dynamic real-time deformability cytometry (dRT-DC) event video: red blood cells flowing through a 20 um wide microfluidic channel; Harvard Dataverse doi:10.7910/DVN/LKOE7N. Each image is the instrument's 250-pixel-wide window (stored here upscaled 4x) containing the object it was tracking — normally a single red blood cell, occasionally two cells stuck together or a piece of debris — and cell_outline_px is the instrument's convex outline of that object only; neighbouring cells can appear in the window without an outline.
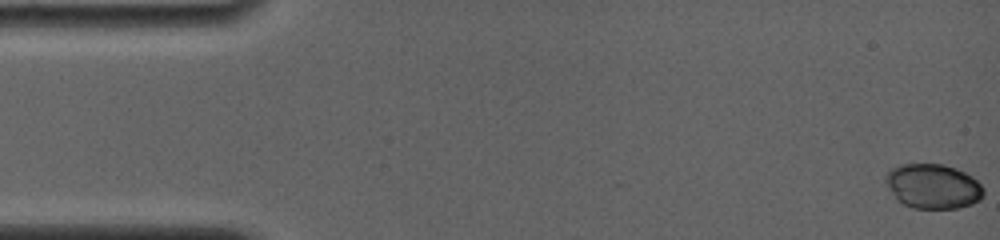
{"species": "common noctule bat (a hibernating species)", "species_latin": "Nyctalus noctula", "temperature_condition": "room temperature", "stored_images_in_passage": 61, "camera_frame_rate_fps": 4000, "um_per_image_px": 0.085, "animal": {"sex": "female", "body_mass_g": 19.0, "forearm_length_mm": 56.7}, "frame": {"image": 1, "passage_image": 1, "time_ms": 0.0, "image_size_px": [1000, 240], "cell_outline_px": [[984, 196], [980, 200], [972, 204], [960, 208], [912, 208], [896, 200], [884, 180], [884, 176], [892, 168], [900, 164], [944, 164], [956, 168], [972, 176], [984, 188]], "centroid_in_image_um": [79.31, 15.83], "position_along_channel_um": 5.7, "area_um2": 25.72}}
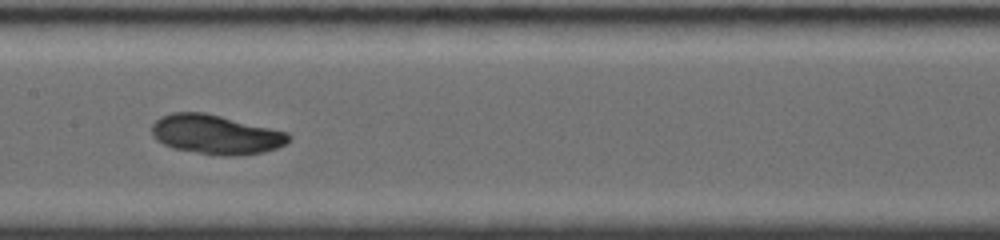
{"frame": {"image": 2, "passage_image": 34, "time_ms": 8.25, "image_size_px": [1000, 240], "cell_outline_px": [[292, 140], [276, 148], [264, 152], [236, 156], [220, 156], [172, 148], [156, 140], [152, 136], [152, 124], [160, 116], [172, 112], [204, 112], [288, 132], [292, 136]], "centroid_in_image_um": [18.35, 11.43], "position_along_channel_um": 189.1, "area_um2": 31.56}}
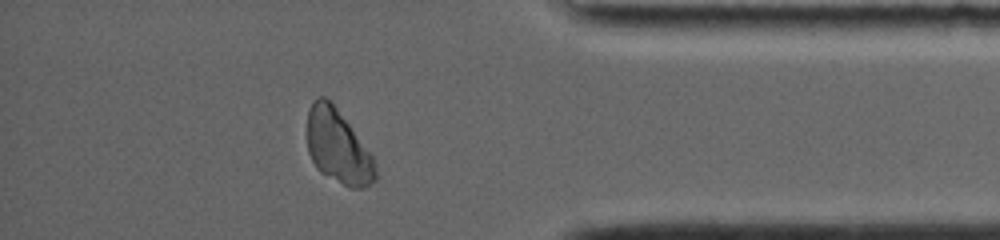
{"frame": {"image": 3, "passage_image": 58, "time_ms": 14.25, "image_size_px": [1000, 240], "cell_outline_px": [[376, 180], [364, 188], [348, 188], [320, 172], [316, 168], [308, 152], [308, 112], [312, 100], [320, 96], [324, 96], [336, 108], [372, 156], [376, 172]], "centroid_in_image_um": [28.71, 12.51], "position_along_channel_um": 406.5, "area_um2": 28.84}}